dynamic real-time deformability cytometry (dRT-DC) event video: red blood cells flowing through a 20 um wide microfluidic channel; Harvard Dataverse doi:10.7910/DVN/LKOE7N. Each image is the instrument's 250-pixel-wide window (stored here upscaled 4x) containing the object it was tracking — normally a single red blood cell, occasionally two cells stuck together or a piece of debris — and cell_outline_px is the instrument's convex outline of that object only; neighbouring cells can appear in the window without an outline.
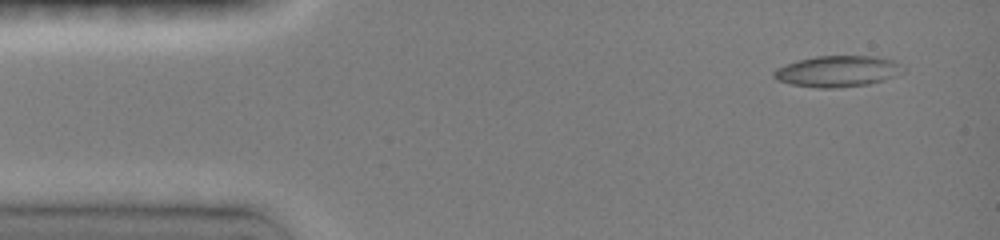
{"species": "common noctule bat (a hibernating species)", "species_latin": "Nyctalus noctula", "temperature_condition": "room temperature", "stored_images_in_passage": 7, "camera_frame_rate_fps": 3000, "um_per_image_px": 0.085, "animal": {"sex": "female", "body_mass_g": 19.0, "forearm_length_mm": 51.5}, "frame": {"image": 1, "passage_image": 1, "time_ms": 0.0, "image_size_px": [1000, 240], "cell_outline_px": [[904, 72], [884, 80], [868, 84], [832, 88], [820, 88], [792, 84], [776, 80], [772, 76], [772, 72], [776, 68], [800, 60], [816, 56], [876, 56], [892, 60], [900, 64], [904, 68]], "centroid_in_image_um": [71.2, 6.06], "position_along_channel_um": 13.8, "area_um2": 23.29}}
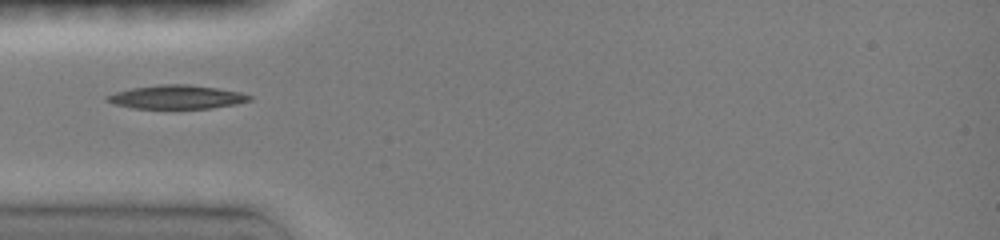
{"frame": {"image": 2, "passage_image": 5, "time_ms": 3.667, "image_size_px": [1000, 240], "cell_outline_px": [[252, 100], [236, 104], [212, 108], [132, 108], [112, 104], [104, 100], [104, 96], [116, 92], [132, 88], [160, 84], [188, 84], [216, 88], [240, 92], [252, 96]], "centroid_in_image_um": [14.98, 8.25], "position_along_channel_um": 70.0, "area_um2": 19.71}}
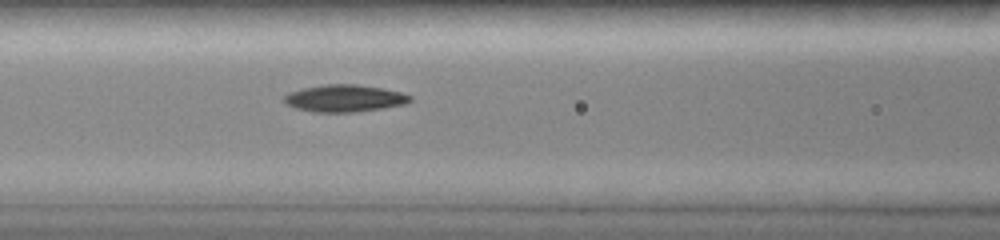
{"frame": {"image": 3, "passage_image": 7, "time_ms": 5.333, "image_size_px": [1000, 240], "cell_outline_px": [[412, 100], [404, 104], [384, 108], [352, 112], [316, 112], [296, 108], [288, 104], [284, 100], [284, 96], [288, 92], [304, 88], [324, 84], [356, 84], [384, 88], [400, 92], [412, 96]], "centroid_in_image_um": [29.31, 8.35], "position_along_channel_um": 137.3, "area_um2": 19.83}}